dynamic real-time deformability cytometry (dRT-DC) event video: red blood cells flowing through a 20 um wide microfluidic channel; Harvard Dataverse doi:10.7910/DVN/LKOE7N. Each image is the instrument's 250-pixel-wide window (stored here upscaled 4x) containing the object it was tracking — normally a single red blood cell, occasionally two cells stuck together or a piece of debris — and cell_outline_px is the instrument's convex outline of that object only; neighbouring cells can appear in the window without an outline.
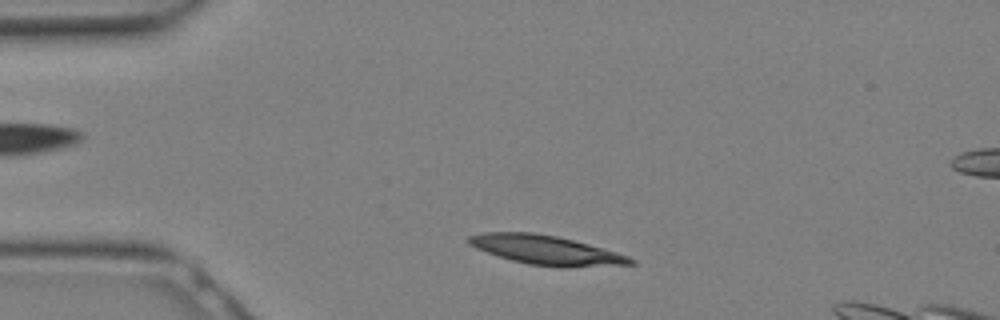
{"species": "Egyptian fruit bat (a non-hibernating species)", "species_latin": "Rousettus aegyptiacus", "temperature_condition": "warm", "stored_images_in_passage": 9, "camera_frame_rate_fps": 3000, "um_per_image_px": 0.085, "animal": {"sex": "female"}, "frame": {"image": 1, "passage_image": 1, "time_ms": 0.0, "image_size_px": [1000, 320], "cell_outline_px": [[636, 264], [572, 268], [560, 268], [528, 264], [512, 260], [476, 248], [468, 244], [464, 240], [468, 236], [484, 232], [532, 232], [556, 236], [588, 244], [616, 252], [628, 256], [636, 260]], "centroid_in_image_um": [46.43, 21.27], "position_along_channel_um": 38.6, "area_um2": 27.74}}
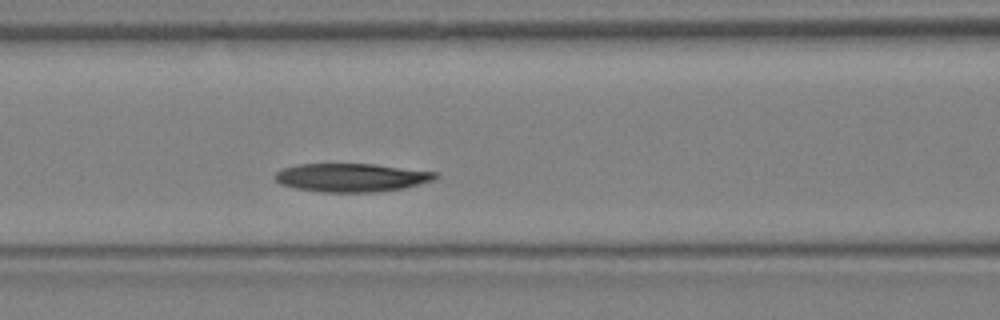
{"frame": {"image": 2, "passage_image": 7, "time_ms": 2.0, "image_size_px": [1000, 320], "cell_outline_px": [[440, 176], [432, 180], [420, 184], [404, 188], [376, 192], [320, 192], [296, 188], [280, 184], [272, 176], [280, 168], [296, 164], [372, 164], [440, 172]], "centroid_in_image_um": [29.86, 15.09], "position_along_channel_um": 136.7, "area_um2": 26.82}}
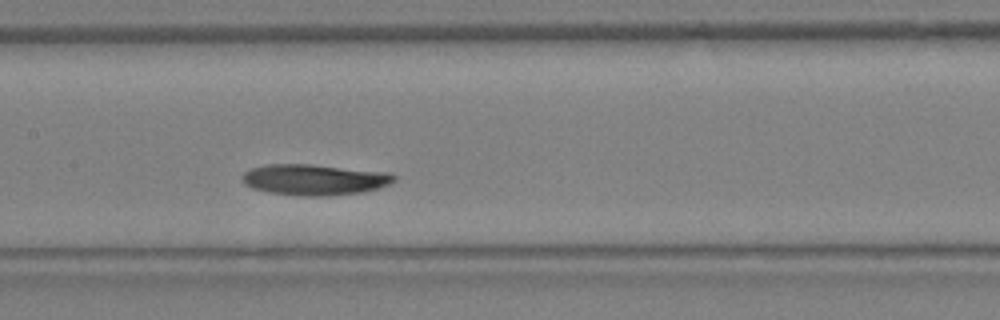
{"frame": {"image": 3, "passage_image": 9, "time_ms": 2.667, "image_size_px": [1000, 320], "cell_outline_px": [[396, 180], [380, 188], [364, 192], [328, 196], [304, 196], [268, 192], [252, 188], [244, 184], [240, 176], [244, 172], [252, 168], [268, 164], [312, 164], [392, 172], [396, 176]], "centroid_in_image_um": [26.76, 15.26], "position_along_channel_um": 180.6, "area_um2": 27.74}}